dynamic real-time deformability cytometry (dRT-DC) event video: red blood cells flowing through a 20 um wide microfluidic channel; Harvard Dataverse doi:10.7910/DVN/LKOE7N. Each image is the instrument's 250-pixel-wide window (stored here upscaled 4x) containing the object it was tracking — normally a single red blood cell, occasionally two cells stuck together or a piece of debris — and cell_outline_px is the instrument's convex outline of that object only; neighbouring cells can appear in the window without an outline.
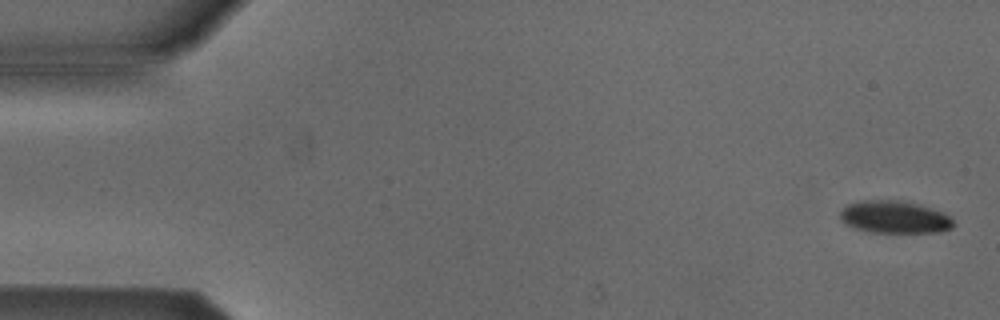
{"species": "Egyptian fruit bat (a non-hibernating species)", "species_latin": "Rousettus aegyptiacus", "temperature_condition": "cold", "stored_images_in_passage": 4, "camera_frame_rate_fps": 3000, "um_per_image_px": 0.085, "animal": {"sex": "male"}, "frame": {"image": 1, "passage_image": 1, "time_ms": 0.0, "image_size_px": [1000, 320], "cell_outline_px": [[956, 224], [952, 228], [936, 232], [872, 232], [856, 228], [840, 220], [840, 212], [848, 204], [864, 200], [900, 200], [920, 204], [944, 212]], "centroid_in_image_um": [76.07, 18.44], "position_along_channel_um": 8.9, "area_um2": 21.33}}
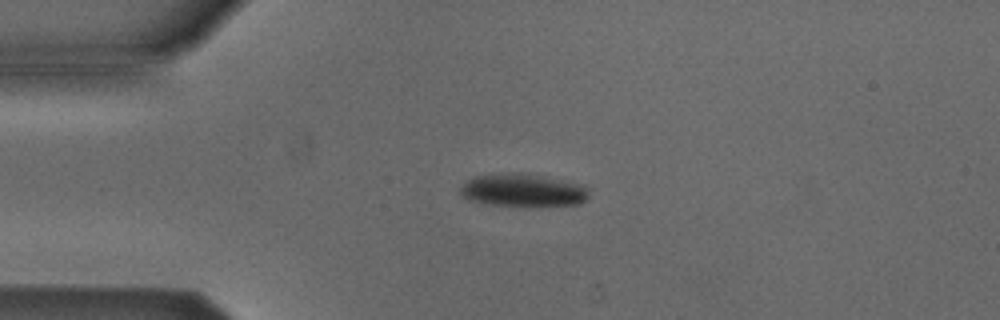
{"frame": {"image": 2, "passage_image": 4, "time_ms": 3.667, "image_size_px": [1000, 320], "cell_outline_px": [[588, 196], [580, 204], [540, 208], [520, 208], [484, 204], [468, 200], [460, 196], [460, 188], [468, 180], [476, 176], [520, 172], [584, 184], [588, 188]], "centroid_in_image_um": [44.47, 16.23], "position_along_channel_um": 40.5, "area_um2": 25.61}}